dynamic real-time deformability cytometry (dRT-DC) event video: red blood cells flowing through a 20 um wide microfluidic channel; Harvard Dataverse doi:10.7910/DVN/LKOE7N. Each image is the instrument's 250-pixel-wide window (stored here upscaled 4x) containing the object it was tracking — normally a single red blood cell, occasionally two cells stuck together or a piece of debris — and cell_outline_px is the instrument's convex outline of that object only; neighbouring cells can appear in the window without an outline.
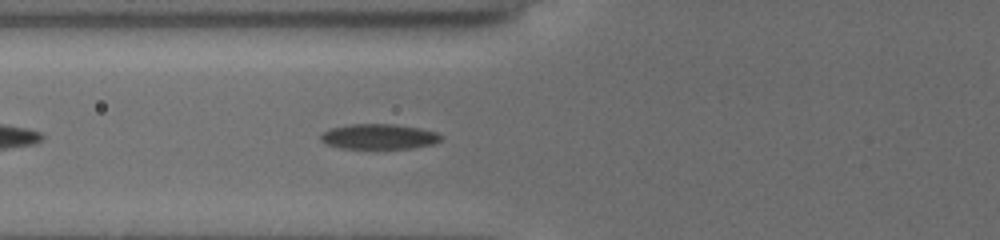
{"species": "common noctule bat (a hibernating species)", "species_latin": "Nyctalus noctula", "temperature_condition": "cold", "stored_images_in_passage": 37, "camera_frame_rate_fps": 3000, "um_per_image_px": 0.085, "animal": {"sex": "female", "body_mass_g": 19.5, "forearm_length_mm": 54.1}, "frame": {"image": 1, "passage_image": 4, "time_ms": 1.0, "image_size_px": [1000, 240], "cell_outline_px": [[444, 136], [440, 140], [432, 144], [412, 148], [340, 148], [324, 144], [320, 140], [320, 132], [332, 128], [352, 124], [392, 124], [420, 128], [436, 132]], "centroid_in_image_um": [32.17, 11.61], "position_along_channel_um": 93.6, "area_um2": 17.69}}
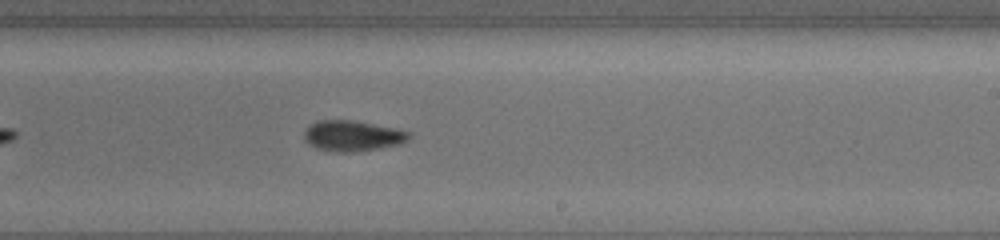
{"frame": {"image": 2, "passage_image": 17, "time_ms": 5.333, "image_size_px": [1000, 240], "cell_outline_px": [[408, 140], [400, 144], [380, 148], [356, 152], [332, 152], [316, 148], [308, 144], [304, 140], [304, 132], [312, 124], [320, 120], [352, 120], [396, 128], [408, 132]], "centroid_in_image_um": [29.94, 11.56], "position_along_channel_um": 259.1, "area_um2": 18.67}}
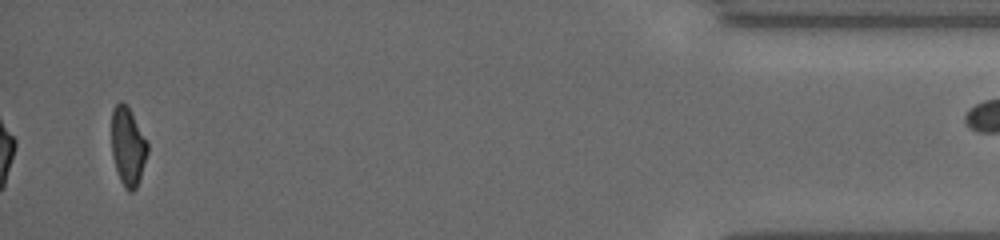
{"frame": {"image": 3, "passage_image": 35, "time_ms": 11.333, "image_size_px": [1000, 240], "cell_outline_px": [[148, 152], [136, 188], [132, 192], [128, 192], [124, 188], [120, 180], [112, 156], [112, 108], [120, 100], [128, 108], [148, 140]], "centroid_in_image_um": [10.87, 12.46], "position_along_channel_um": 424.3, "area_um2": 16.36}, "authors_computed_cell_mechanics": {"area_um2": 17.6868, "velocity_mm_per_s": 3.8211, "shape_relaxation_time_tau1_ms": 2.9805, "shape_relaxation_time_tau2_ms": 2.9469, "deformation_change_tau1": 0.1273, "deformation_change_tau2": 0.0672}}